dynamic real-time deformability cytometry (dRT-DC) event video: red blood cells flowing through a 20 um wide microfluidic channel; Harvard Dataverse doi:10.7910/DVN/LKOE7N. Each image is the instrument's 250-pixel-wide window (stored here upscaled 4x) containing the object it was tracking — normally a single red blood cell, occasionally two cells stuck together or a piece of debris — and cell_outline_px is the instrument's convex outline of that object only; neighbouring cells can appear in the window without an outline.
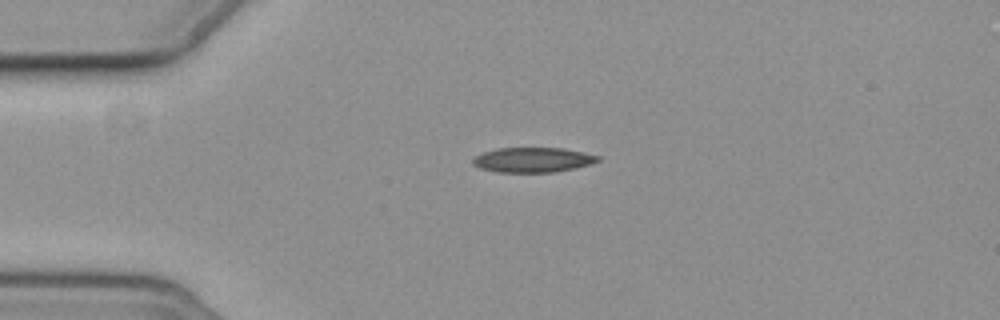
{"species": "common noctule bat (a hibernating species)", "species_latin": "Nyctalus noctula", "temperature_condition": "cold", "stored_images_in_passage": 2, "camera_frame_rate_fps": 3000, "um_per_image_px": 0.085, "animal": {"sex": "female", "body_mass_g": 19.3, "forearm_length_mm": 54.1}, "frame": {"image": 1, "passage_image": 1, "time_ms": 0.0, "image_size_px": [1000, 320], "cell_outline_px": [[600, 160], [592, 164], [576, 168], [556, 172], [496, 172], [480, 168], [472, 164], [472, 156], [496, 148], [564, 148], [584, 152], [600, 156]], "centroid_in_image_um": [45.29, 13.59], "position_along_channel_um": 39.7, "area_um2": 18.38}}